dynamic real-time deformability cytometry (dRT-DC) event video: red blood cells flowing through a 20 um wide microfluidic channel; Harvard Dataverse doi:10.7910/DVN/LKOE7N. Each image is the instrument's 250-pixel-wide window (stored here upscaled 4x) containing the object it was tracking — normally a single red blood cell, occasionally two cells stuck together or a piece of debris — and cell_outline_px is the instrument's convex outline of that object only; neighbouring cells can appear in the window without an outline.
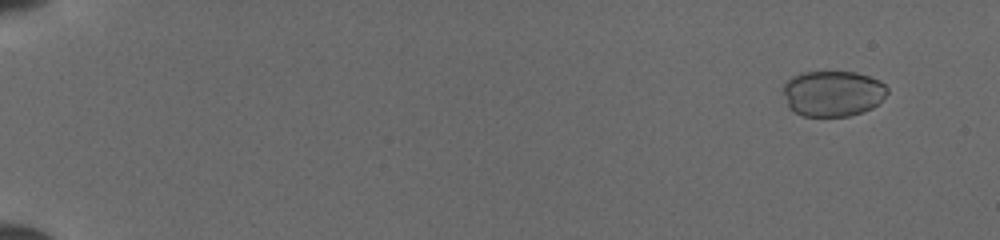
{"species": "common noctule bat (a hibernating species)", "species_latin": "Nyctalus noctula", "temperature_condition": "cold", "stored_images_in_passage": 52, "camera_frame_rate_fps": 3000, "um_per_image_px": 0.085, "animal": {"sex": "female", "body_mass_g": 19.5, "forearm_length_mm": 54.1}, "frame": {"image": 1, "passage_image": 5, "time_ms": 1.333, "image_size_px": [1000, 240], "cell_outline_px": [[888, 92], [872, 108], [848, 116], [804, 116], [788, 108], [784, 96], [784, 84], [792, 76], [800, 72], [856, 72], [880, 80], [888, 88]], "centroid_in_image_um": [70.77, 7.93], "position_along_channel_um": 14.2, "area_um2": 27.69}}
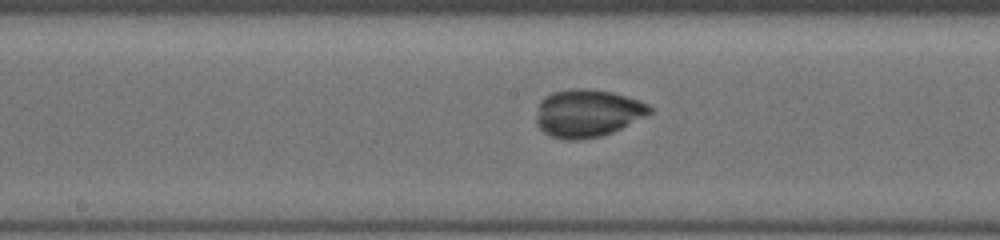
{"frame": {"image": 2, "passage_image": 30, "time_ms": 9.667, "image_size_px": [1000, 240], "cell_outline_px": [[652, 112], [612, 132], [600, 136], [584, 140], [564, 140], [552, 136], [544, 132], [540, 128], [536, 120], [540, 100], [544, 96], [552, 92], [568, 88], [588, 88], [612, 92], [628, 96], [640, 100], [648, 104], [652, 108]], "centroid_in_image_um": [49.92, 9.6], "position_along_channel_um": 198.3, "area_um2": 31.62}}
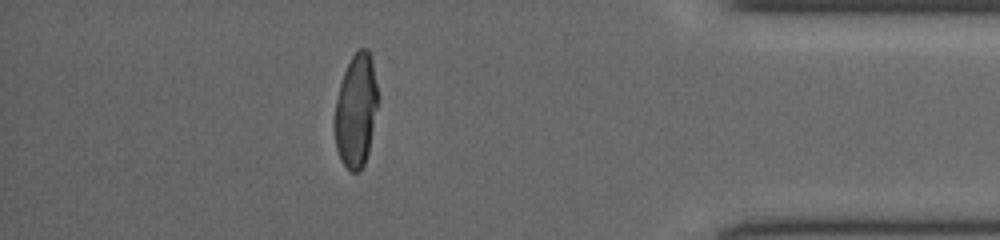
{"frame": {"image": 3, "passage_image": 47, "time_ms": 15.333, "image_size_px": [1000, 240], "cell_outline_px": [[376, 108], [368, 152], [364, 164], [356, 172], [352, 172], [340, 160], [336, 148], [336, 100], [340, 84], [344, 72], [352, 56], [360, 48], [368, 48], [372, 60], [376, 84]], "centroid_in_image_um": [30.25, 9.38], "position_along_channel_um": 404.9, "area_um2": 27.57}}